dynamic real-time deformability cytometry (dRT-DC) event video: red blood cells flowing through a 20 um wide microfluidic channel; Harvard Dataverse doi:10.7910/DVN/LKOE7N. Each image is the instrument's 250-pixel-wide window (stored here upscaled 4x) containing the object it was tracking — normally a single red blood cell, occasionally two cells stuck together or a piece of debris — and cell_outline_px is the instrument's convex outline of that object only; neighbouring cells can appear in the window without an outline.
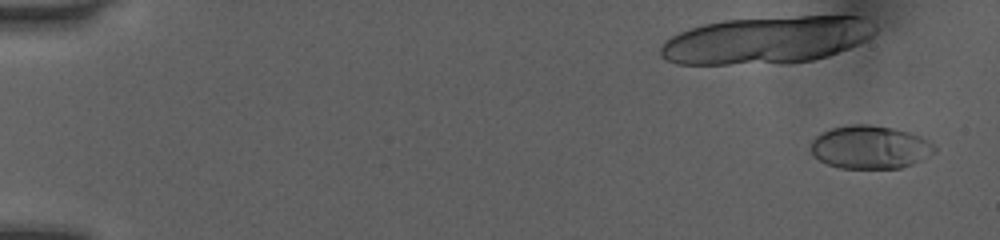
{"species": "human", "species_latin": "Homo sapiens", "temperature_condition": "room temperature", "stored_images_in_passage": 52, "camera_frame_rate_fps": 3000, "um_per_image_px": 0.085, "donor": {"sex": "female"}, "frame": {"image": 1, "passage_image": 3, "time_ms": 0.667, "image_size_px": [1000, 240], "cell_outline_px": [[936, 152], [912, 164], [900, 168], [840, 168], [828, 164], [812, 156], [812, 140], [820, 132], [832, 128], [848, 124], [872, 124], [892, 128], [908, 132], [920, 136], [928, 140], [936, 148]], "centroid_in_image_um": [73.94, 12.5], "position_along_channel_um": 11.1, "area_um2": 31.15}}
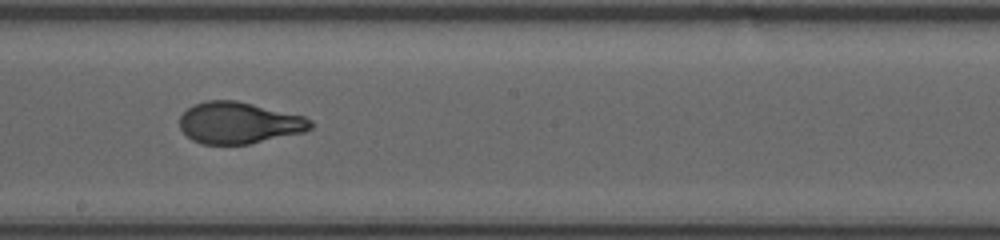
{"frame": {"image": 2, "passage_image": 31, "time_ms": 10.0, "image_size_px": [1000, 240], "cell_outline_px": [[316, 124], [312, 128], [304, 132], [248, 144], [204, 144], [192, 140], [180, 128], [180, 116], [188, 108], [196, 104], [208, 100], [236, 100], [304, 116], [312, 120]], "centroid_in_image_um": [20.35, 10.44], "position_along_channel_um": 227.9, "area_um2": 31.62}}
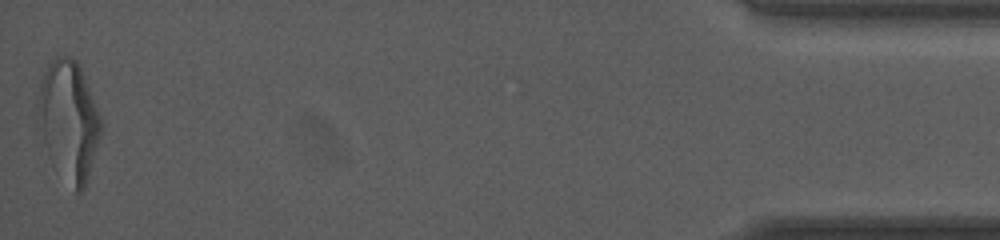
{"frame": {"image": 3, "passage_image": 52, "time_ms": 17.0, "image_size_px": [1000, 240], "cell_outline_px": [[100, 136], [84, 188], [80, 192], [76, 192], [52, 164], [48, 156], [36, 112], [40, 84], [44, 72], [48, 64], [56, 52], [68, 56], [76, 60], [80, 64], [100, 116]], "centroid_in_image_um": [5.81, 10.17], "position_along_channel_um": 429.4, "area_um2": 43.64}, "authors_computed_cell_mechanics": {"area_um2": 31.7322, "velocity_mm_per_s": 4.0793, "shape_relaxation_time_tau1_ms": 5.3907, "shape_relaxation_time_tau2_ms": null, "deformation_change_tau1": 0.1991, "deformation_change_tau2": null}}